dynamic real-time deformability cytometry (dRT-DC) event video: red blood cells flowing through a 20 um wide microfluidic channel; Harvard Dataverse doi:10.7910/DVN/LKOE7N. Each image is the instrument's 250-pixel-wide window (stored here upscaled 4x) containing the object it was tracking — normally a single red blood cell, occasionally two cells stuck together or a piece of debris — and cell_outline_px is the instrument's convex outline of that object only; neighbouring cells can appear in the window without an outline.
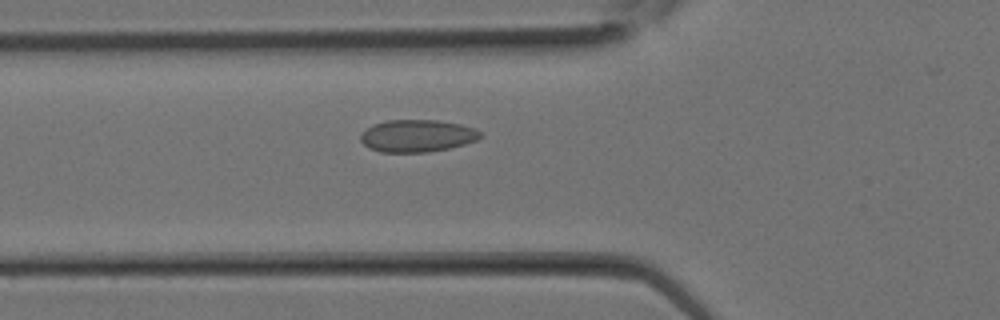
{"species": "Egyptian fruit bat (a non-hibernating species)", "species_latin": "Rousettus aegyptiacus", "temperature_condition": "room temperature", "stored_images_in_passage": 5, "camera_frame_rate_fps": 3000, "um_per_image_px": 0.085, "animal": {"sex": "female"}, "frame": {"image": 1, "passage_image": 2, "time_ms": 0.333, "image_size_px": [1000, 320], "cell_outline_px": [[484, 136], [476, 140], [464, 144], [448, 148], [428, 152], [380, 152], [368, 148], [360, 140], [360, 132], [372, 124], [388, 120], [436, 120], [460, 124], [476, 128]], "centroid_in_image_um": [35.43, 11.54], "position_along_channel_um": 90.4, "area_um2": 22.72}}
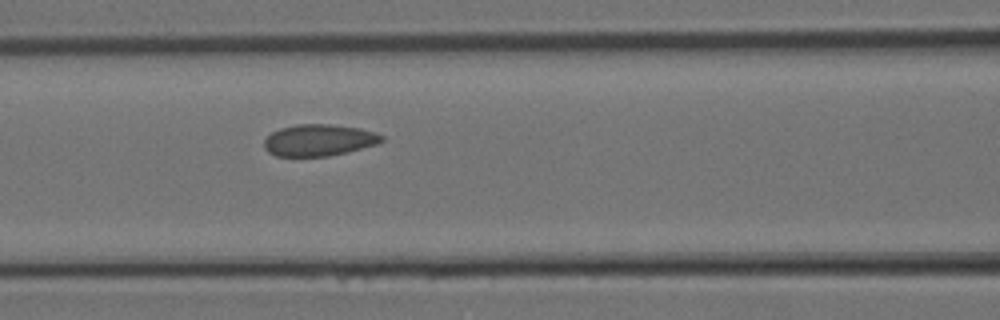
{"frame": {"image": 2, "passage_image": 4, "time_ms": 1.0, "image_size_px": [1000, 320], "cell_outline_px": [[384, 140], [376, 144], [348, 152], [328, 156], [276, 156], [268, 152], [264, 148], [264, 140], [272, 132], [280, 128], [296, 124], [328, 124], [360, 128], [384, 136]], "centroid_in_image_um": [27.09, 11.91], "position_along_channel_um": 139.5, "area_um2": 21.62}}